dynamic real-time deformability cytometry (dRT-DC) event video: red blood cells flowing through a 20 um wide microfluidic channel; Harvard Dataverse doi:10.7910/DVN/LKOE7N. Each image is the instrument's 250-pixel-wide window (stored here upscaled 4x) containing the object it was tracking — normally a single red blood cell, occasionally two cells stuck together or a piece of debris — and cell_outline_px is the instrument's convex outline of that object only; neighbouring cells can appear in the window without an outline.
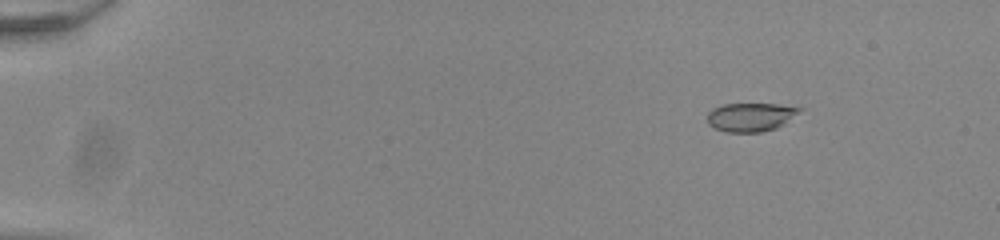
{"species": "common noctule bat (a hibernating species)", "species_latin": "Nyctalus noctula", "temperature_condition": "room temperature", "stored_images_in_passage": 55, "camera_frame_rate_fps": 3000, "um_per_image_px": 0.085, "animal": {"sex": "male", "body_mass_g": 20.0, "forearm_length_mm": 53.3}, "frame": {"image": 1, "passage_image": 8, "time_ms": 2.333, "image_size_px": [1000, 240], "cell_outline_px": [[804, 108], [800, 112], [784, 124], [776, 128], [760, 132], [728, 132], [716, 128], [708, 124], [708, 112], [712, 108], [720, 104], [776, 104]], "centroid_in_image_um": [63.8, 9.94], "position_along_channel_um": 21.2, "area_um2": 15.37}}
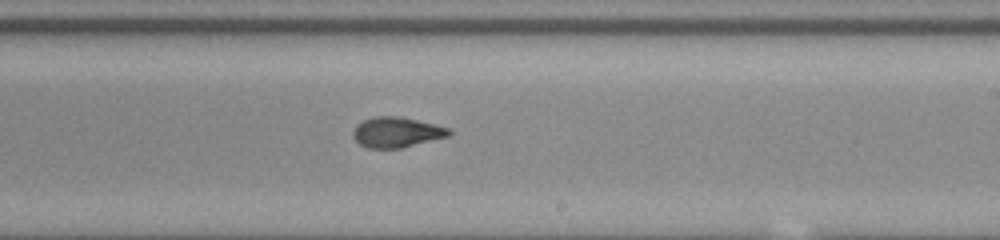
{"frame": {"image": 2, "passage_image": 35, "time_ms": 11.333, "image_size_px": [1000, 240], "cell_outline_px": [[452, 132], [448, 136], [400, 148], [368, 148], [360, 144], [352, 136], [352, 132], [356, 124], [364, 120], [376, 116], [400, 116], [448, 128]], "centroid_in_image_um": [33.66, 11.24], "position_along_channel_um": 255.3, "area_um2": 16.7}}
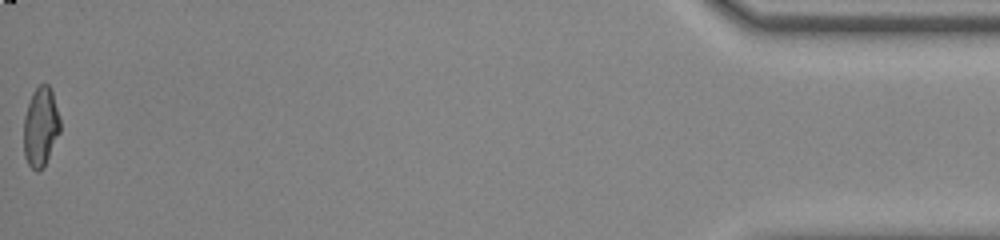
{"frame": {"image": 3, "passage_image": 55, "time_ms": 18.0, "image_size_px": [1000, 240], "cell_outline_px": [[60, 132], [44, 164], [36, 172], [28, 164], [24, 156], [24, 116], [32, 92], [40, 84], [48, 84], [52, 92], [60, 120]], "centroid_in_image_um": [3.44, 10.76], "position_along_channel_um": 431.8, "area_um2": 16.53}, "authors_computed_cell_mechanics": {"area_um2": 16.7042, "velocity_mm_per_s": 3.9313, "shape_relaxation_time_tau1_ms": 10.1627, "shape_relaxation_time_tau2_ms": 1.161, "deformation_change_tau1": 0.2479, "deformation_change_tau2": 0.0671}}